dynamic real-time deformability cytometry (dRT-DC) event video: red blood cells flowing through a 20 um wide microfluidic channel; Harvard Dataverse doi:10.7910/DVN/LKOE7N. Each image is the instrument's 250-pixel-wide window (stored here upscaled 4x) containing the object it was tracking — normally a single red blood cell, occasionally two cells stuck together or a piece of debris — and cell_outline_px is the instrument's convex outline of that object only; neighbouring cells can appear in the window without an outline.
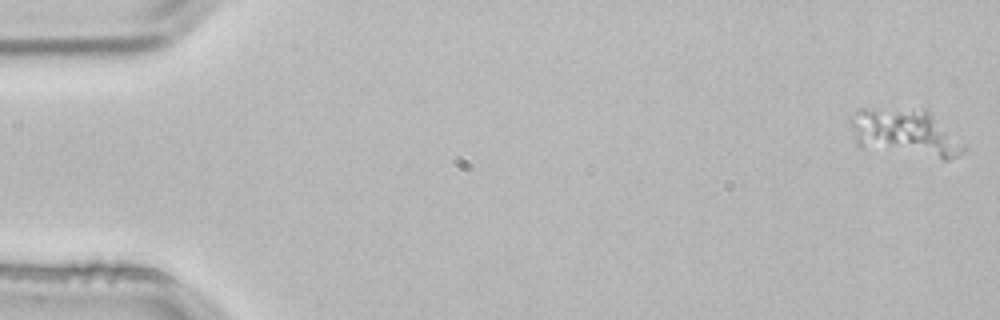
{"species": "common noctule bat (a hibernating species)", "species_latin": "Nyctalus noctula", "temperature_condition": "room temperature", "stored_images_in_passage": 4, "camera_frame_rate_fps": 3000, "um_per_image_px": 0.085, "animal": {"sex": "male", "body_mass_g": 21.5, "forearm_length_mm": 52.0}, "frame": {"image": 1, "passage_image": 1, "time_ms": 0.0, "image_size_px": [1000, 320], "cell_outline_px": [[968, 148], [964, 152], [948, 160], [944, 160], [860, 148], [856, 144], [848, 124], [848, 116], [868, 108], [928, 108], [968, 144]], "centroid_in_image_um": [76.99, 11.3], "position_along_channel_um": 8.0, "area_um2": 33.0}}
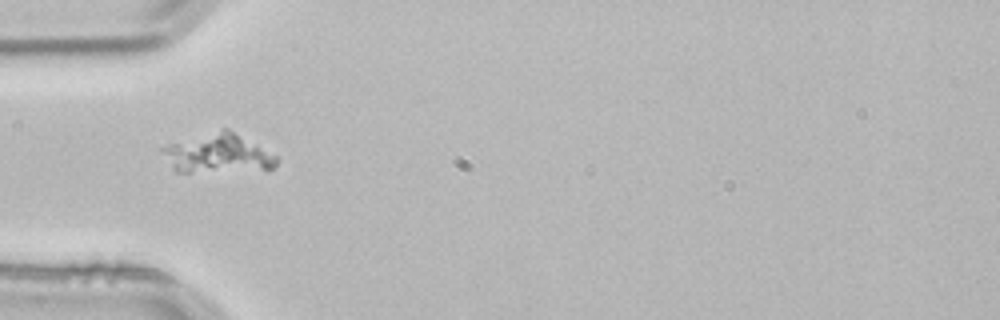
{"frame": {"image": 2, "passage_image": 4, "time_ms": 1.0, "image_size_px": [1000, 320], "cell_outline_px": [[276, 164], [272, 168], [188, 172], [176, 172], [172, 168], [160, 148], [168, 144], [220, 128], [228, 128], [276, 156]], "centroid_in_image_um": [18.45, 13.01], "position_along_channel_um": 66.5, "area_um2": 25.32}}